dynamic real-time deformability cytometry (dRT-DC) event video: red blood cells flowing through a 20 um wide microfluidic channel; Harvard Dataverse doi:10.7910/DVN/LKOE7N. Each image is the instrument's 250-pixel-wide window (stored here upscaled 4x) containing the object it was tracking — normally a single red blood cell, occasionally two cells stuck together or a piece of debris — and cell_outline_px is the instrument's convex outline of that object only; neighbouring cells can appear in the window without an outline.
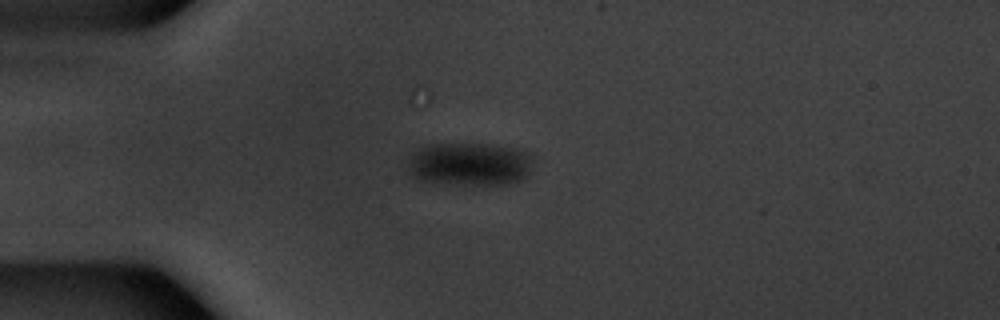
{"species": "common noctule bat (a hibernating species)", "species_latin": "Nyctalus noctula", "temperature_condition": "warm", "stored_images_in_passage": 6, "camera_frame_rate_fps": 3000, "um_per_image_px": 0.085, "animal": {"sex": "male", "body_mass_g": 20.1, "forearm_length_mm": 53.5}, "frame": {"image": 1, "passage_image": 2, "time_ms": 0.333, "image_size_px": [1000, 320], "cell_outline_px": [[532, 160], [528, 172], [520, 180], [508, 184], [444, 184], [420, 180], [408, 172], [408, 156], [416, 148], [424, 144], [488, 144], [512, 148], [524, 152], [532, 156]], "centroid_in_image_um": [39.82, 13.94], "position_along_channel_um": 45.2, "area_um2": 31.62}}